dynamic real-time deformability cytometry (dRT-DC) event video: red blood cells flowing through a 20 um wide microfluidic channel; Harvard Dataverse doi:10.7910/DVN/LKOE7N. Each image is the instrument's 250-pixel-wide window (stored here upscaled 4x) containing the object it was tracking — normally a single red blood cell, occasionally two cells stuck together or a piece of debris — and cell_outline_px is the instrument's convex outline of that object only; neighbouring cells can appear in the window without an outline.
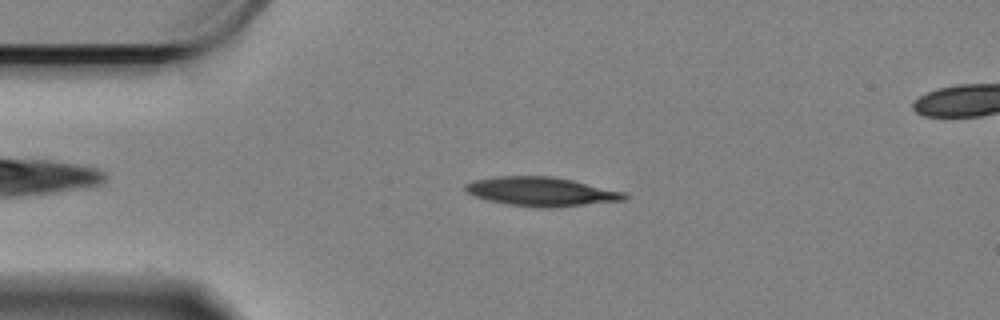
{"species": "Egyptian fruit bat (a non-hibernating species)", "species_latin": "Rousettus aegyptiacus", "temperature_condition": "cold", "stored_images_in_passage": 51, "camera_frame_rate_fps": 3000, "um_per_image_px": 0.085, "animal": {"sex": "female"}, "frame": {"image": 1, "passage_image": 12, "time_ms": 3.667, "image_size_px": [1000, 320], "cell_outline_px": [[628, 196], [624, 200], [552, 208], [544, 208], [508, 204], [476, 196], [468, 192], [464, 188], [464, 184], [476, 180], [496, 176], [552, 176], [572, 180], [624, 192]], "centroid_in_image_um": [46.03, 16.28], "position_along_channel_um": 39.0, "area_um2": 26.47}}
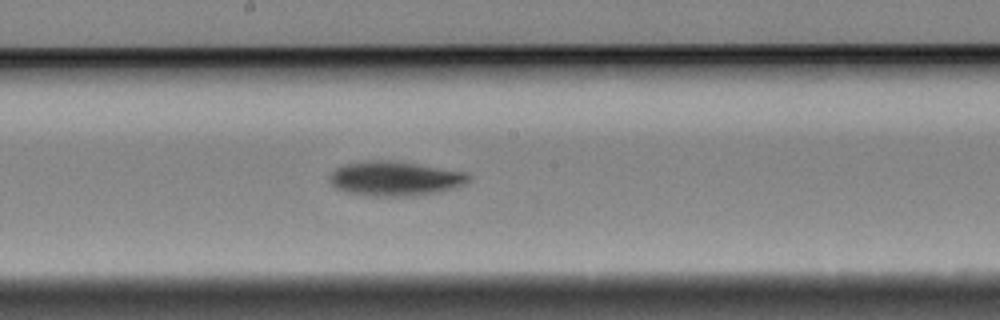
{"frame": {"image": 2, "passage_image": 30, "time_ms": 9.667, "image_size_px": [1000, 320], "cell_outline_px": [[472, 180], [464, 184], [452, 188], [436, 192], [416, 196], [368, 196], [348, 192], [336, 188], [328, 180], [328, 176], [336, 168], [344, 164], [368, 160], [388, 160], [416, 164], [468, 172], [472, 176]], "centroid_in_image_um": [33.58, 15.18], "position_along_channel_um": 214.6, "area_um2": 28.09}}
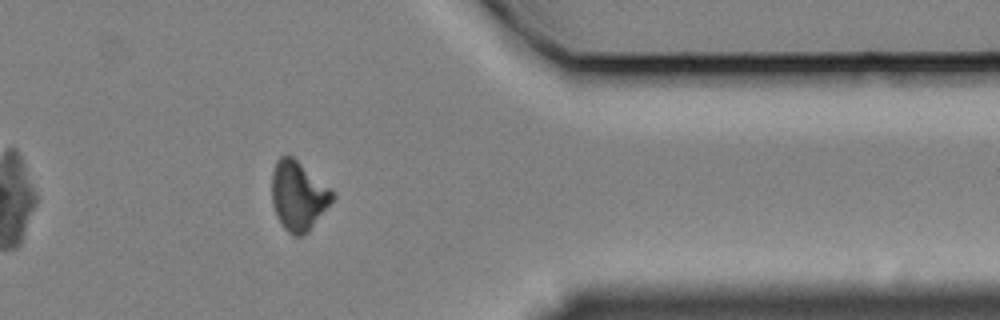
{"frame": {"image": 3, "passage_image": 47, "time_ms": 15.333, "image_size_px": [1000, 320], "cell_outline_px": [[336, 196], [308, 232], [300, 236], [292, 236], [284, 228], [276, 216], [272, 204], [272, 172], [276, 160], [280, 156], [288, 152], [332, 188], [336, 192]], "centroid_in_image_um": [25.36, 16.6], "position_along_channel_um": 386.0, "area_um2": 24.97}, "authors_computed_cell_mechanics": {"area_um2": 26.3568, "velocity_mm_per_s": 3.3075, "shape_relaxation_time_tau1_ms": 2.8227, "shape_relaxation_time_tau2_ms": null, "deformation_change_tau1": 0.1158, "deformation_change_tau2": null}}